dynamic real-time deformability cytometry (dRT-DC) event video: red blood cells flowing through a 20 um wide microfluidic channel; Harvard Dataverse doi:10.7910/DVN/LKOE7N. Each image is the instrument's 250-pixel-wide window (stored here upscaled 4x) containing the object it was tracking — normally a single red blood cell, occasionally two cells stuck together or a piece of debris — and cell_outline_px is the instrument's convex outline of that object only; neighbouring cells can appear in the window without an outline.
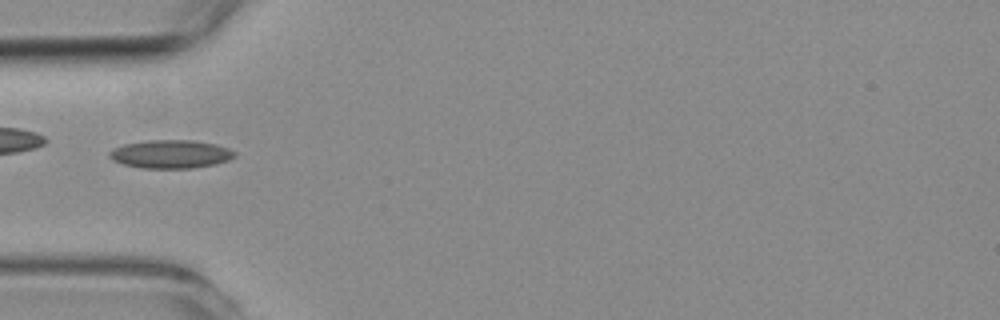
{"species": "common noctule bat (a hibernating species)", "species_latin": "Nyctalus noctula", "temperature_condition": "room temperature", "stored_images_in_passage": 28, "camera_frame_rate_fps": 3000, "um_per_image_px": 0.085, "animal": {"sex": "female", "body_mass_g": 19.3, "forearm_length_mm": 54.1}, "frame": {"image": 1, "passage_image": 1, "time_ms": 0.0, "image_size_px": [1000, 320], "cell_outline_px": [[236, 156], [228, 160], [216, 164], [192, 168], [140, 168], [124, 164], [112, 160], [108, 156], [108, 152], [112, 148], [124, 144], [148, 140], [192, 140], [216, 144], [228, 148], [236, 152]], "centroid_in_image_um": [14.49, 13.1], "position_along_channel_um": 70.5, "area_um2": 20.81}}
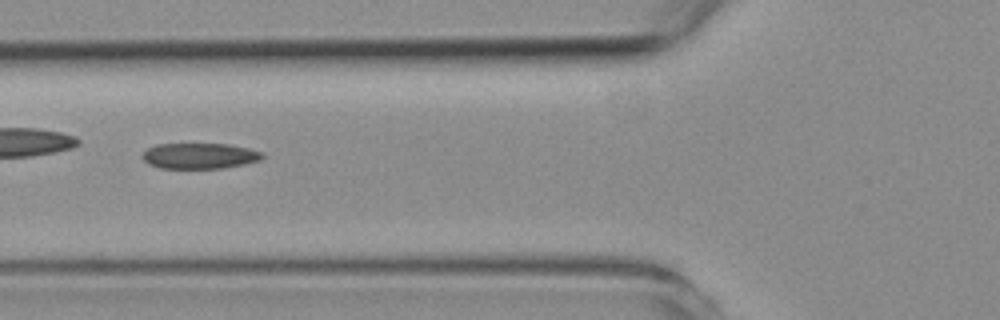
{"frame": {"image": 2, "passage_image": 4, "time_ms": 1.0, "image_size_px": [1000, 320], "cell_outline_px": [[264, 156], [260, 160], [244, 164], [224, 168], [160, 168], [148, 164], [140, 156], [148, 148], [156, 144], [228, 144], [248, 148], [264, 152]], "centroid_in_image_um": [16.97, 13.25], "position_along_channel_um": 108.8, "area_um2": 18.03}}